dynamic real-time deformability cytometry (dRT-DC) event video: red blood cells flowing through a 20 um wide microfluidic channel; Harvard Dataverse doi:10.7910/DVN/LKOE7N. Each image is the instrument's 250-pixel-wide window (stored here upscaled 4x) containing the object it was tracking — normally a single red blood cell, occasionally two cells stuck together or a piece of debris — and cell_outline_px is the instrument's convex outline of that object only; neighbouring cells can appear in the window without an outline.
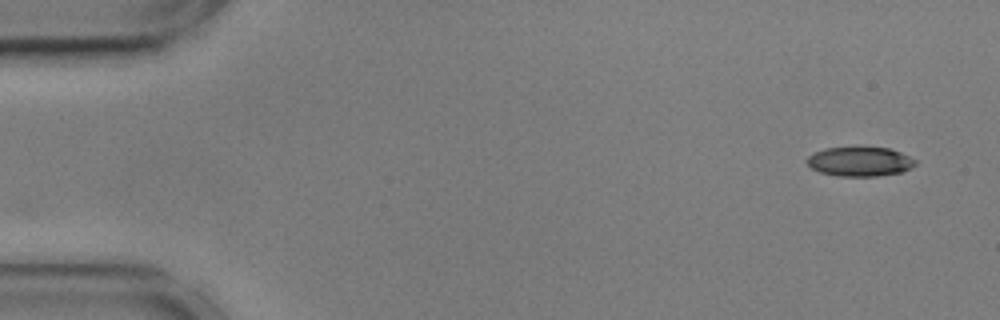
{"species": "common noctule bat (a hibernating species)", "species_latin": "Nyctalus noctula", "temperature_condition": "cold", "stored_images_in_passage": 21, "camera_frame_rate_fps": 3000, "um_per_image_px": 0.085, "animal": {"sex": "male", "body_mass_g": 17.9, "forearm_length_mm": 54.2}, "frame": {"image": 1, "passage_image": 1, "time_ms": 0.0, "image_size_px": [1000, 320], "cell_outline_px": [[916, 164], [900, 172], [876, 176], [840, 176], [820, 172], [812, 168], [804, 160], [812, 152], [824, 148], [888, 148], [900, 152], [916, 160]], "centroid_in_image_um": [73.03, 13.73], "position_along_channel_um": 12.0, "area_um2": 18.32}}
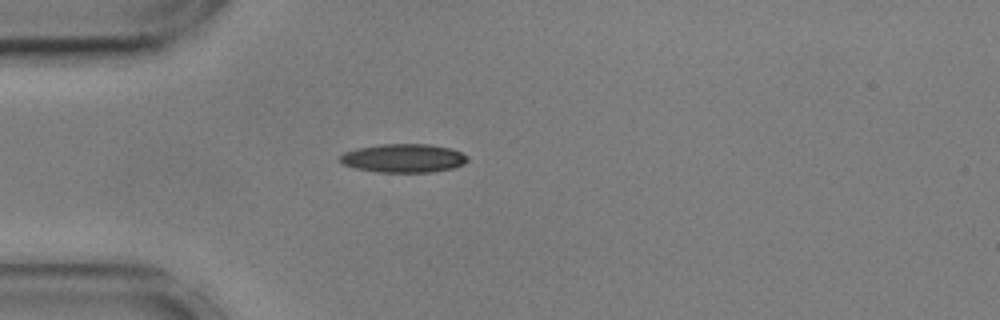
{"frame": {"image": 2, "passage_image": 13, "time_ms": 4.0, "image_size_px": [1000, 320], "cell_outline_px": [[468, 160], [464, 164], [452, 168], [432, 172], [380, 172], [356, 168], [344, 164], [340, 160], [340, 156], [344, 152], [356, 148], [380, 144], [428, 144], [452, 148], [468, 156]], "centroid_in_image_um": [34.32, 13.44], "position_along_channel_um": 50.7, "area_um2": 21.21}}